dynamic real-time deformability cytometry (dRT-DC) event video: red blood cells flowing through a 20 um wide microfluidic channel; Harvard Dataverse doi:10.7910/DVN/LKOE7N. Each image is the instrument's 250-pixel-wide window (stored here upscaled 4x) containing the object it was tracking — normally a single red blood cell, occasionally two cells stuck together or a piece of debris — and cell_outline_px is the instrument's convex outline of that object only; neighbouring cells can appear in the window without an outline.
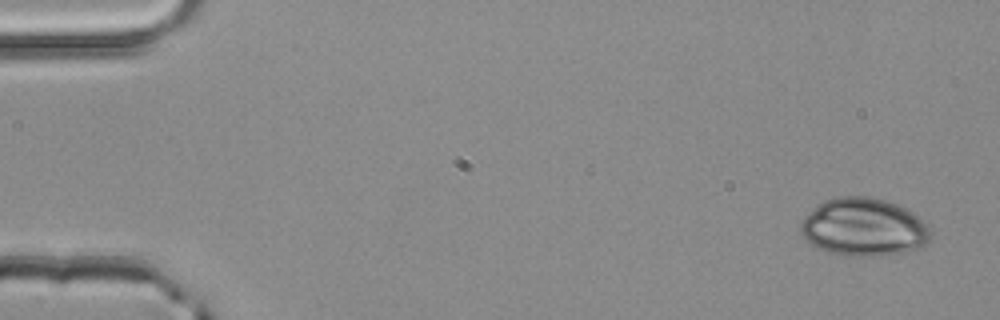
{"species": "common noctule bat (a hibernating species)", "species_latin": "Nyctalus noctula", "temperature_condition": "room temperature", "stored_images_in_passage": 2, "camera_frame_rate_fps": 3000, "um_per_image_px": 0.085, "animal": {"sex": "male", "body_mass_g": 20.4}, "frame": {"image": 1, "passage_image": 2, "time_ms": 0.333, "image_size_px": [1000, 320], "cell_outline_px": [[932, 236], [928, 244], [920, 248], [904, 252], [884, 256], [848, 256], [828, 252], [804, 240], [800, 232], [800, 224], [804, 216], [824, 200], [840, 196], [868, 196], [884, 200], [908, 208], [932, 232]], "centroid_in_image_um": [73.41, 19.32], "position_along_channel_um": 11.6, "area_um2": 44.16}}